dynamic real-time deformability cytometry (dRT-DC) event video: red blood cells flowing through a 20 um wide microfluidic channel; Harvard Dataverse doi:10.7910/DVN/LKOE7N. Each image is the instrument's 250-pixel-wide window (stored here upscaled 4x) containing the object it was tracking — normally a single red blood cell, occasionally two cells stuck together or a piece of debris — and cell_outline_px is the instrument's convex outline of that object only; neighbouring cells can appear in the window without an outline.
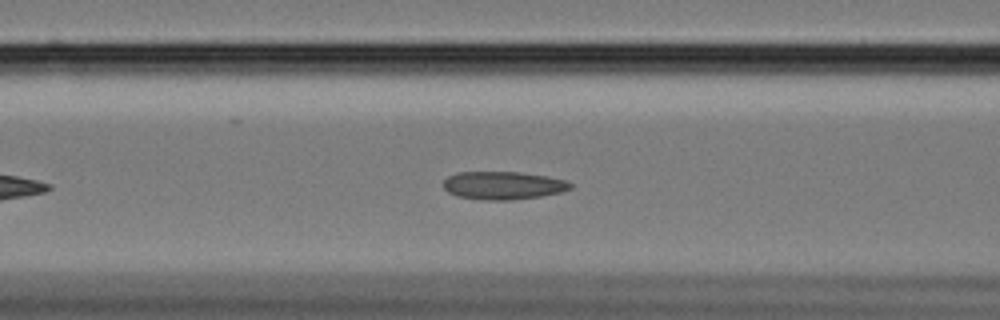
{"species": "Egyptian fruit bat (a non-hibernating species)", "species_latin": "Rousettus aegyptiacus", "temperature_condition": "cold", "stored_images_in_passage": 28, "camera_frame_rate_fps": 3000, "um_per_image_px": 0.085, "animal": {"sex": "female"}, "frame": {"image": 1, "passage_image": 13, "time_ms": 4.0, "image_size_px": [1000, 320], "cell_outline_px": [[572, 188], [560, 192], [540, 196], [512, 200], [488, 200], [456, 196], [448, 192], [444, 188], [444, 180], [448, 176], [456, 172], [520, 172], [568, 180], [572, 184]], "centroid_in_image_um": [42.76, 15.76], "position_along_channel_um": 123.8, "area_um2": 20.69}}
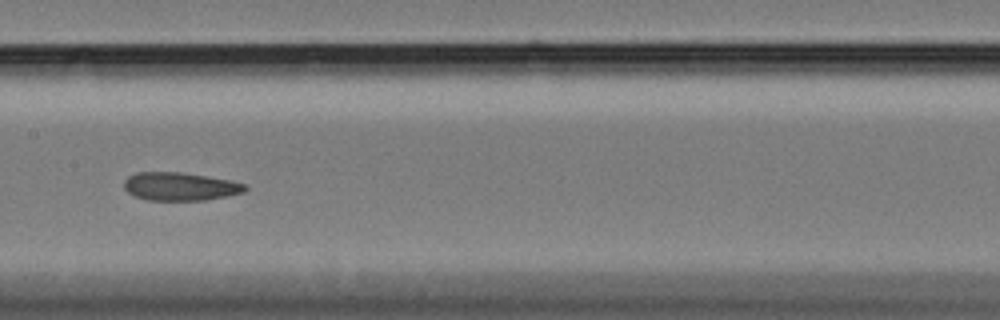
{"frame": {"image": 2, "passage_image": 19, "time_ms": 6.0, "image_size_px": [1000, 320], "cell_outline_px": [[248, 188], [244, 192], [228, 196], [204, 200], [148, 200], [136, 196], [128, 192], [124, 188], [124, 180], [128, 176], [136, 172], [180, 172], [232, 180], [244, 184]], "centroid_in_image_um": [15.31, 15.84], "position_along_channel_um": 192.1, "area_um2": 19.88}}
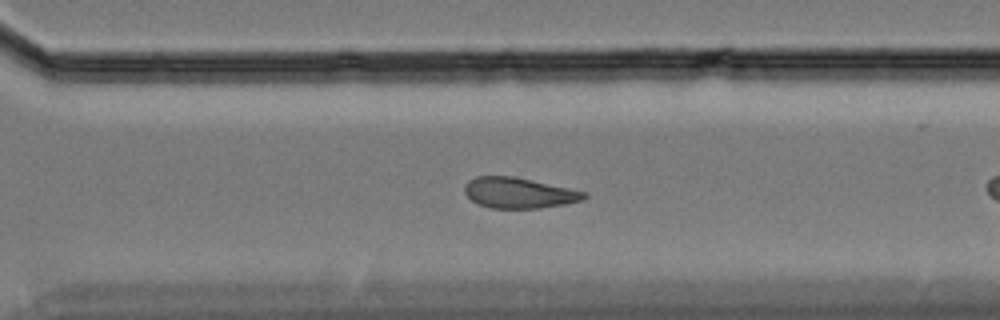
{"frame": {"image": 3, "passage_image": 27, "time_ms": 8.667, "image_size_px": [1000, 320], "cell_outline_px": [[588, 196], [584, 200], [564, 204], [540, 208], [492, 208], [480, 204], [472, 200], [464, 192], [464, 184], [468, 180], [476, 176], [512, 176], [588, 192]], "centroid_in_image_um": [44.11, 16.39], "position_along_channel_um": 326.5, "area_um2": 21.27}}